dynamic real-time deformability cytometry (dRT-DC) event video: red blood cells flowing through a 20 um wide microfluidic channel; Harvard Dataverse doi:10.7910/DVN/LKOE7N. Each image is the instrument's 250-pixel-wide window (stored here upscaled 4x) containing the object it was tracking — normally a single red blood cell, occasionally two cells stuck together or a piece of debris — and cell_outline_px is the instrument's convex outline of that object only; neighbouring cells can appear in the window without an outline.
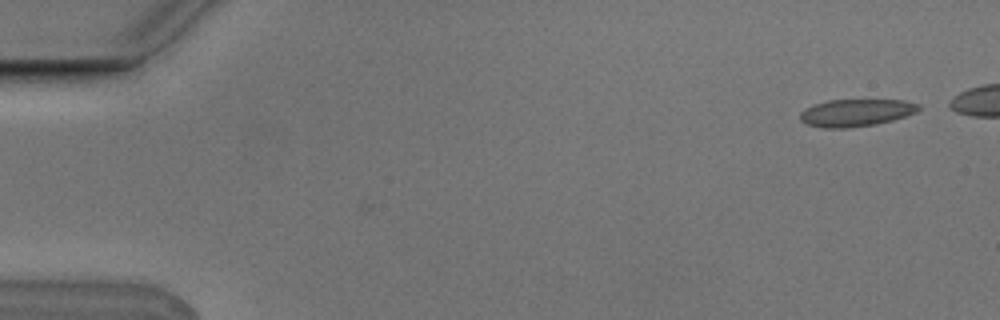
{"species": "Egyptian fruit bat (a non-hibernating species)", "species_latin": "Rousettus aegyptiacus", "temperature_condition": "cold", "stored_images_in_passage": 3, "camera_frame_rate_fps": 3000, "um_per_image_px": 0.085, "animal": {"sex": "male"}, "frame": {"image": 1, "passage_image": 3, "time_ms": 0.667, "image_size_px": [1000, 320], "cell_outline_px": [[920, 108], [916, 112], [892, 120], [876, 124], [848, 128], [824, 128], [808, 124], [800, 120], [800, 112], [804, 108], [812, 104], [828, 100], [904, 100], [920, 104]], "centroid_in_image_um": [72.73, 9.57], "position_along_channel_um": 12.3, "area_um2": 18.9}}